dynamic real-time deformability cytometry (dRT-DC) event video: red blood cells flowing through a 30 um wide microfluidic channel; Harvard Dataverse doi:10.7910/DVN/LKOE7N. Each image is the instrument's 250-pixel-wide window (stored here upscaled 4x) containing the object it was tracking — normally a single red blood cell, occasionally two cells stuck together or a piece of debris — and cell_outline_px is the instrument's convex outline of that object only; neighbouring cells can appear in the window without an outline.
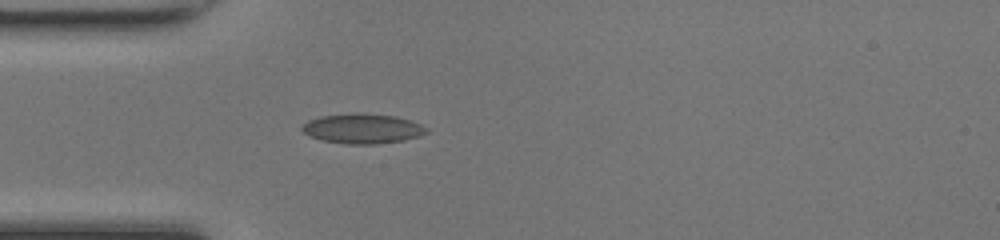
{"species": "common noctule bat (a hibernating species)", "species_latin": "Nyctalus noctula", "temperature_condition": "room temperature", "stored_images_in_passage": 35, "camera_frame_rate_fps": 3000, "um_per_image_px": 0.085, "animal": {"sex": "female", "body_mass_g": 17.0, "forearm_length_mm": 48.0}, "frame": {"image": 1, "passage_image": 1, "time_ms": 0.0, "image_size_px": [1000, 240], "cell_outline_px": [[428, 132], [420, 136], [404, 140], [376, 144], [344, 144], [320, 140], [308, 136], [300, 128], [308, 120], [320, 116], [352, 112], [396, 116], [412, 120], [428, 128]], "centroid_in_image_um": [30.8, 10.93], "position_along_channel_um": 54.2, "area_um2": 21.96}}
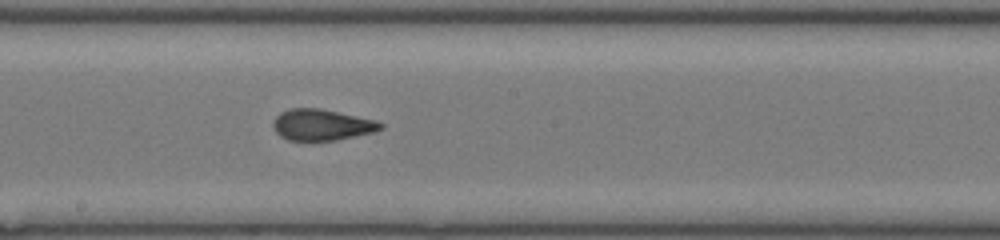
{"frame": {"image": 2, "passage_image": 13, "time_ms": 4.0, "image_size_px": [1000, 240], "cell_outline_px": [[384, 128], [376, 132], [336, 140], [288, 140], [280, 136], [276, 132], [272, 124], [276, 116], [280, 112], [288, 108], [320, 108], [376, 120], [384, 124]], "centroid_in_image_um": [27.37, 10.6], "position_along_channel_um": 220.8, "area_um2": 19.65}}
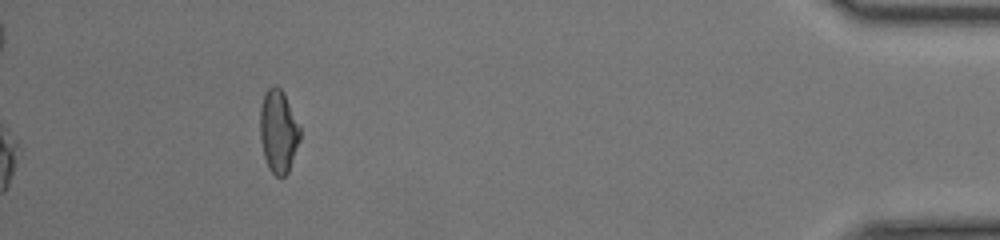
{"frame": {"image": 3, "passage_image": 31, "time_ms": 10.0, "image_size_px": [1000, 240], "cell_outline_px": [[300, 140], [288, 172], [284, 176], [276, 176], [268, 168], [264, 156], [260, 140], [260, 108], [264, 92], [272, 84], [276, 84], [284, 92], [300, 128]], "centroid_in_image_um": [23.65, 11.13], "position_along_channel_um": 411.6, "area_um2": 19.42}, "authors_computed_cell_mechanics": {"area_um2": 19.5364, "velocity_mm_per_s": 4.292, "shape_relaxation_time_tau1_ms": null, "shape_relaxation_time_tau2_ms": 1.2168, "deformation_change_tau1": null, "deformation_change_tau2": 0.0769}}